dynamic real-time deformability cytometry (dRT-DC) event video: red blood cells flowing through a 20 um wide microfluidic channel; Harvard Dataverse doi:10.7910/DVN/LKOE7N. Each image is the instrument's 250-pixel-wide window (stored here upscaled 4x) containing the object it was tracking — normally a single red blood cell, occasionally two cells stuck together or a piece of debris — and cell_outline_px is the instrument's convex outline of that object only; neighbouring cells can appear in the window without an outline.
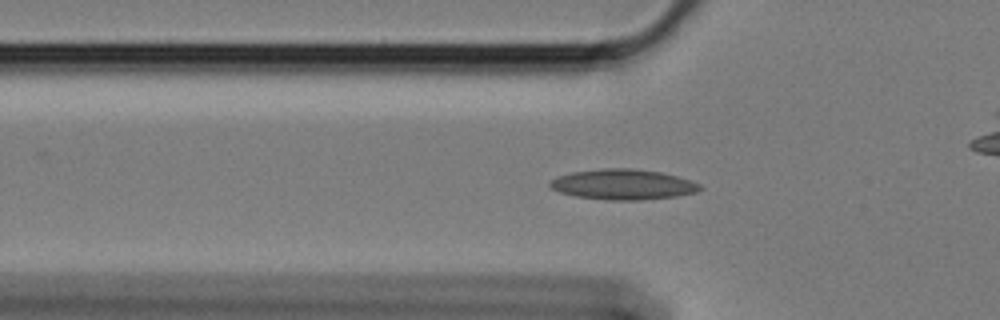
{"species": "Egyptian fruit bat (a non-hibernating species)", "species_latin": "Rousettus aegyptiacus", "temperature_condition": "cold", "stored_images_in_passage": 37, "camera_frame_rate_fps": 3000, "um_per_image_px": 0.085, "animal": {"sex": "female"}, "frame": {"image": 1, "passage_image": 5, "time_ms": 1.333, "image_size_px": [1000, 320], "cell_outline_px": [[704, 188], [696, 192], [676, 196], [640, 200], [604, 200], [576, 196], [560, 192], [552, 188], [548, 184], [556, 176], [572, 172], [604, 168], [632, 168], [660, 172], [676, 176], [700, 184]], "centroid_in_image_um": [52.94, 15.68], "position_along_channel_um": 72.9, "area_um2": 26.47}}
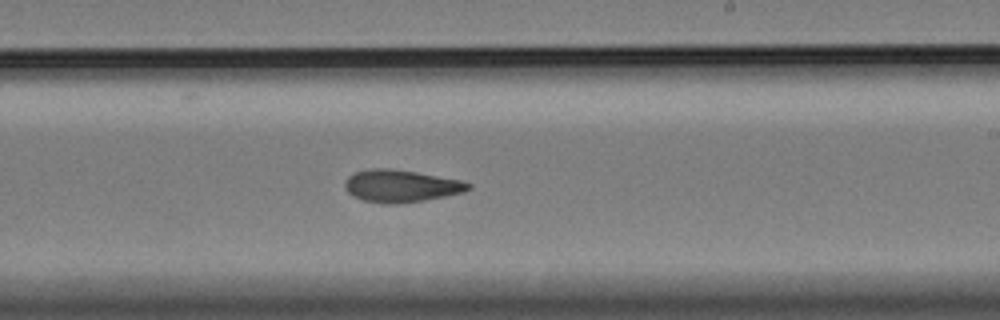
{"frame": {"image": 2, "passage_image": 21, "time_ms": 6.667, "image_size_px": [1000, 320], "cell_outline_px": [[472, 188], [464, 192], [424, 200], [400, 204], [384, 204], [364, 200], [352, 196], [348, 192], [344, 184], [348, 176], [356, 172], [372, 168], [392, 168], [416, 172], [460, 180], [472, 184]], "centroid_in_image_um": [34.08, 15.81], "position_along_channel_um": 254.9, "area_um2": 23.24}}
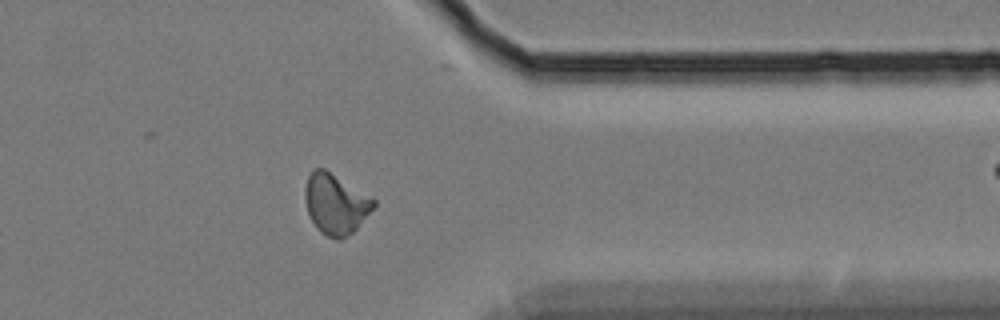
{"frame": {"image": 3, "passage_image": 33, "time_ms": 10.667, "image_size_px": [1000, 320], "cell_outline_px": [[376, 204], [356, 228], [352, 232], [340, 240], [336, 240], [320, 232], [316, 228], [308, 212], [304, 196], [304, 188], [308, 176], [316, 168], [324, 168], [372, 196], [376, 200]], "centroid_in_image_um": [28.52, 17.32], "position_along_channel_um": 382.9, "area_um2": 24.04}, "authors_computed_cell_mechanics": {"area_um2": 23.0044, "velocity_mm_per_s": 3.3959, "shape_relaxation_time_tau1_ms": null, "shape_relaxation_time_tau2_ms": 5.8327, "deformation_change_tau1": null, "deformation_change_tau2": 0.1237}}